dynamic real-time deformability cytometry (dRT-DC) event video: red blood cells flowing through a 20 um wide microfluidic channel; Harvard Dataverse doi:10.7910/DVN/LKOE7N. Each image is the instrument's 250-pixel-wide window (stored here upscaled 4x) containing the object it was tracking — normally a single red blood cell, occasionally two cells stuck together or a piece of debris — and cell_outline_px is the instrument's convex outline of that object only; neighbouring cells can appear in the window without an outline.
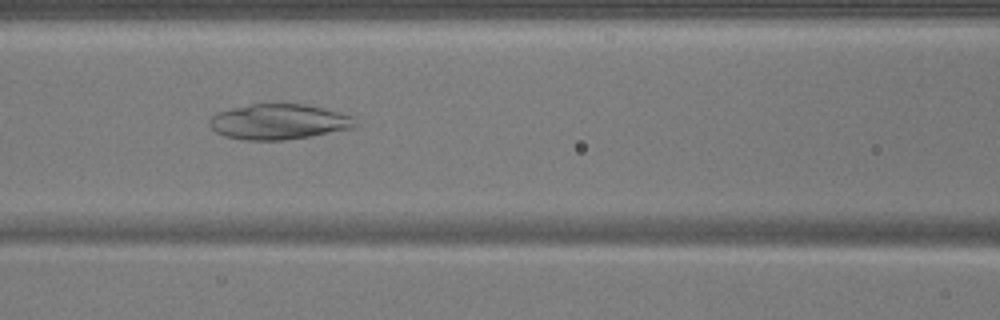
{"species": "common noctule bat (a hibernating species)", "species_latin": "Nyctalus noctula", "temperature_condition": "warm", "stored_images_in_passage": 47, "camera_frame_rate_fps": 3000, "um_per_image_px": 0.085, "animal": {"sex": "male", "body_mass_g": 17.9}, "frame": {"image": 1, "passage_image": 19, "time_ms": 6.0, "image_size_px": [1000, 320], "cell_outline_px": [[360, 124], [352, 128], [312, 136], [284, 140], [244, 140], [224, 136], [216, 132], [208, 124], [208, 120], [216, 112], [232, 108], [252, 104], [304, 104], [340, 112], [352, 116]], "centroid_in_image_um": [23.7, 10.35], "position_along_channel_um": 142.9, "area_um2": 30.17}}
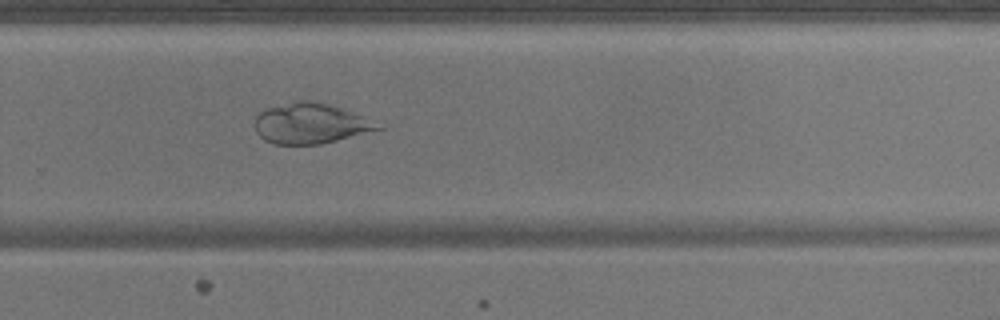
{"frame": {"image": 2, "passage_image": 31, "time_ms": 10.0, "image_size_px": [1000, 320], "cell_outline_px": [[384, 128], [320, 144], [272, 144], [264, 140], [256, 132], [256, 116], [260, 112], [268, 108], [296, 100], [320, 100], [384, 124]], "centroid_in_image_um": [26.42, 10.48], "position_along_channel_um": 303.4, "area_um2": 29.07}}
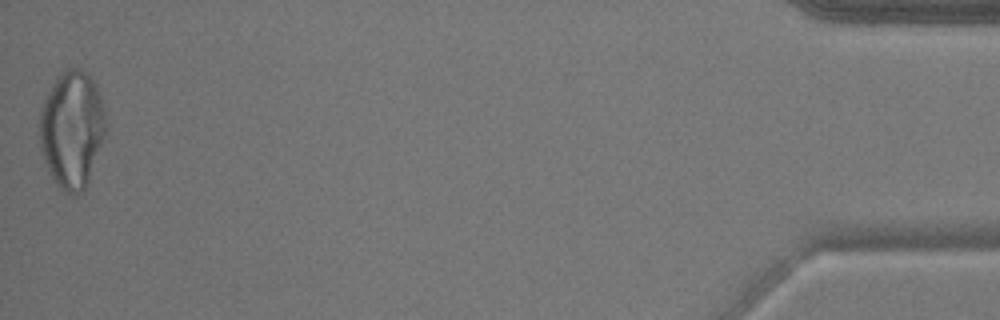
{"frame": {"image": 3, "passage_image": 47, "time_ms": 15.333, "image_size_px": [1000, 320], "cell_outline_px": [[108, 128], [88, 184], [76, 196], [72, 196], [64, 192], [56, 184], [44, 160], [40, 148], [40, 112], [44, 100], [56, 76], [64, 68], [80, 68], [88, 72], [104, 104], [108, 120]], "centroid_in_image_um": [6.15, 10.99], "position_along_channel_um": 429.0, "area_um2": 45.95}}